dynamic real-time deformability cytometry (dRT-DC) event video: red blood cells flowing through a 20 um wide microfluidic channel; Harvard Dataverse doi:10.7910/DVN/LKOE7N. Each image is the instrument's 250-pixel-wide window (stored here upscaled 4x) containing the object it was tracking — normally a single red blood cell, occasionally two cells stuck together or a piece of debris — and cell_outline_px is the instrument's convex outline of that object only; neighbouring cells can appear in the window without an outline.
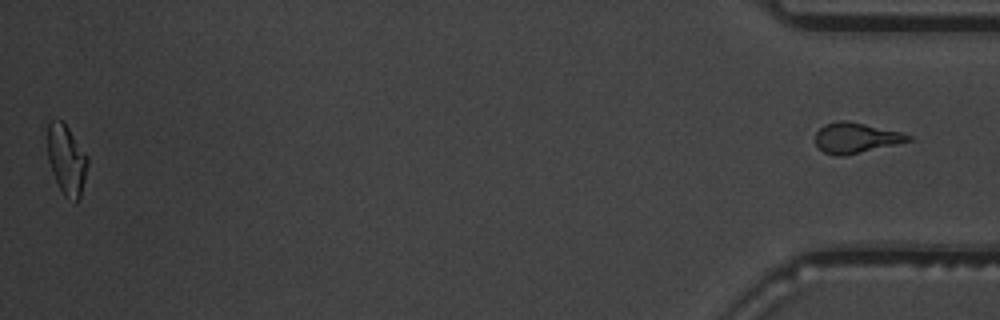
{"species": "common noctule bat (a hibernating species)", "species_latin": "Nyctalus noctula", "temperature_condition": "warm", "stored_images_in_passage": 56, "segment_of_instrument_passage": [2, 2], "camera_frame_rate_fps": 3000, "um_per_image_px": 0.085, "animal": {"sex": "male", "body_mass_g": 19.5, "forearm_length_mm": 54.6}, "frame": {"image": 1, "passage_image": 56, "time_ms": 18.333, "image_size_px": [1000, 320], "cell_outline_px": [[912, 140], [896, 144], [840, 156], [836, 156], [824, 152], [816, 144], [816, 132], [824, 124], [836, 120], [848, 120], [900, 132], [912, 136]], "centroid_in_image_um": [72.72, 11.69], "position_along_channel_um": 362.5, "area_um2": 16.18}}